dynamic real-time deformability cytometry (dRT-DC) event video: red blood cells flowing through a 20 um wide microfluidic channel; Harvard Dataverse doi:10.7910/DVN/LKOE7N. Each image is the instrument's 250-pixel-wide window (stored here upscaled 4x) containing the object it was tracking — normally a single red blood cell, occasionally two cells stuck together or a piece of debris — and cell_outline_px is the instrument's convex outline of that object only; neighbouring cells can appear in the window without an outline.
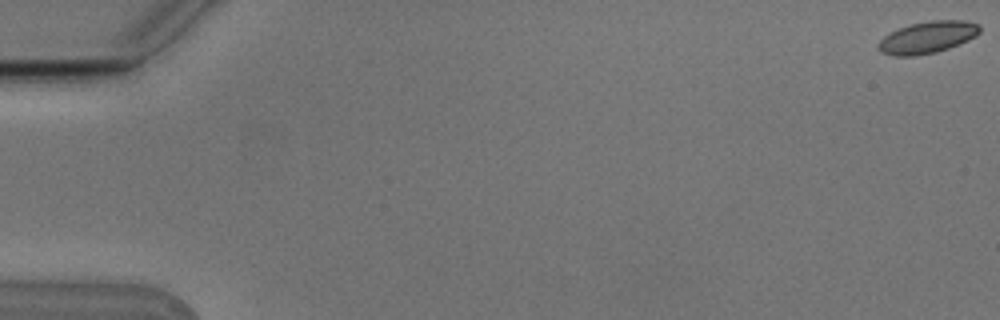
{"species": "Egyptian fruit bat (a non-hibernating species)", "species_latin": "Rousettus aegyptiacus", "temperature_condition": "cold", "stored_images_in_passage": 5, "camera_frame_rate_fps": 3000, "um_per_image_px": 0.085, "animal": {"sex": "male"}, "frame": {"image": 1, "passage_image": 1, "time_ms": 0.0, "image_size_px": [1000, 320], "cell_outline_px": [[980, 32], [976, 36], [968, 40], [948, 48], [936, 52], [916, 56], [892, 56], [880, 52], [880, 40], [884, 36], [896, 28], [912, 24], [932, 20], [964, 20], [980, 24]], "centroid_in_image_um": [78.85, 3.17], "position_along_channel_um": 6.2, "area_um2": 18.84}}